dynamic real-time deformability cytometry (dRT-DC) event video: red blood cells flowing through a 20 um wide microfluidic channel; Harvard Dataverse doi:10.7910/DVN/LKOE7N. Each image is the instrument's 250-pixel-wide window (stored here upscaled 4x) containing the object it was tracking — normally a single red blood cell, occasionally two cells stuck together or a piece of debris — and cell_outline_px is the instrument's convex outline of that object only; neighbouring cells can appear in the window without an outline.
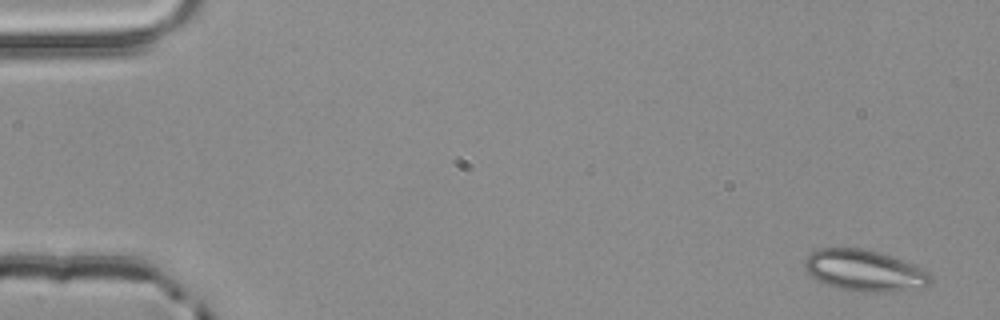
{"species": "common noctule bat (a hibernating species)", "species_latin": "Nyctalus noctula", "temperature_condition": "room temperature", "stored_images_in_passage": 4, "camera_frame_rate_fps": 3000, "um_per_image_px": 0.085, "animal": {"sex": "male", "body_mass_g": 20.4}, "frame": {"image": 1, "passage_image": 1, "time_ms": 0.0, "image_size_px": [1000, 320], "cell_outline_px": [[932, 280], [924, 288], [892, 292], [864, 292], [836, 288], [816, 280], [804, 268], [804, 260], [812, 252], [820, 248], [864, 248], [912, 264], [928, 272]], "centroid_in_image_um": [73.46, 23.02], "position_along_channel_um": 11.5, "area_um2": 30.17}}